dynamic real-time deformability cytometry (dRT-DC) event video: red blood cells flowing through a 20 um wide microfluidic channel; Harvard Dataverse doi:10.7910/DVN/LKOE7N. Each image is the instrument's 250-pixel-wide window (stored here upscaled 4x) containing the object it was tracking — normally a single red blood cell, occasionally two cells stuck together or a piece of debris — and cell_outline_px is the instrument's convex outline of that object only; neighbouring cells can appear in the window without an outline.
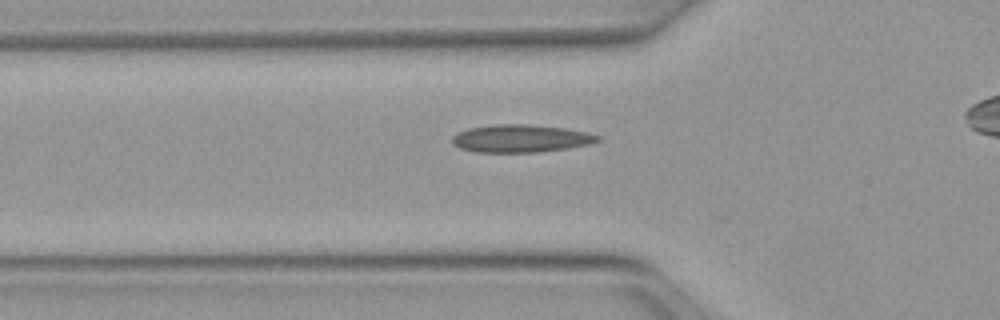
{"species": "Egyptian fruit bat (a non-hibernating species)", "species_latin": "Rousettus aegyptiacus", "temperature_condition": "warm", "stored_images_in_passage": 39, "camera_frame_rate_fps": 3000, "um_per_image_px": 0.085, "animal": {"sex": "female"}, "frame": {"image": 1, "passage_image": 12, "time_ms": 3.667, "image_size_px": [1000, 320], "cell_outline_px": [[600, 140], [588, 144], [568, 148], [540, 152], [476, 152], [460, 148], [452, 144], [452, 136], [456, 132], [468, 128], [496, 124], [528, 124], [564, 128], [588, 132], [600, 136]], "centroid_in_image_um": [44.23, 11.77], "position_along_channel_um": 81.6, "area_um2": 23.58}}
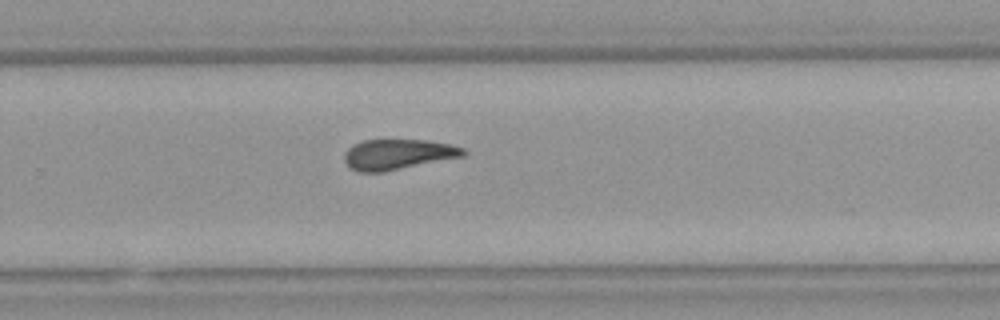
{"frame": {"image": 2, "passage_image": 28, "time_ms": 9.0, "image_size_px": [1000, 320], "cell_outline_px": [[468, 152], [464, 156], [384, 172], [360, 172], [352, 168], [344, 160], [344, 152], [352, 144], [364, 140], [428, 140], [452, 144], [464, 148]], "centroid_in_image_um": [33.85, 13.11], "position_along_channel_um": 296.0, "area_um2": 21.15}}
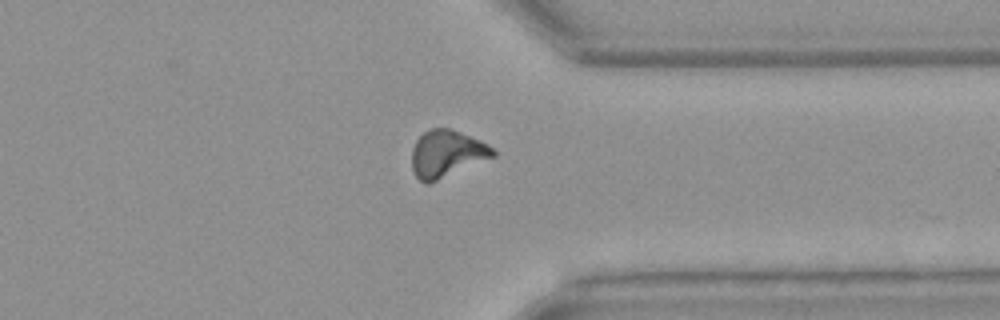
{"frame": {"image": 3, "passage_image": 34, "time_ms": 11.0, "image_size_px": [1000, 320], "cell_outline_px": [[496, 156], [428, 184], [424, 184], [416, 176], [412, 168], [412, 148], [416, 140], [424, 132], [432, 128], [448, 128], [460, 132], [480, 140], [488, 144], [496, 152]], "centroid_in_image_um": [37.97, 13.07], "position_along_channel_um": 373.4, "area_um2": 22.2}, "authors_computed_cell_mechanics": {"area_um2": 22.1952, "velocity_mm_per_s": 4.0198, "shape_relaxation_time_tau1_ms": null, "shape_relaxation_time_tau2_ms": 1.7638, "deformation_change_tau1": null, "deformation_change_tau2": 0.0931}}